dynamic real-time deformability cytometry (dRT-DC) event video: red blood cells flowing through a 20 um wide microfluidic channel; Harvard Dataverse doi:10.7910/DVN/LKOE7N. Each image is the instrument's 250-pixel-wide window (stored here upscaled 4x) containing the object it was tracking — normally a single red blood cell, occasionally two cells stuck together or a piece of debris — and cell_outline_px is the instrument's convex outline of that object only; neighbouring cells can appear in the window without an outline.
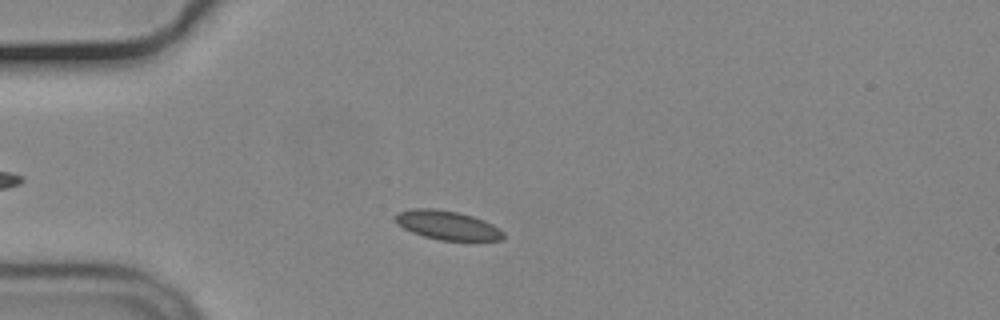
{"species": "common noctule bat (a hibernating species)", "species_latin": "Nyctalus noctula", "temperature_condition": "cold", "stored_images_in_passage": 50, "camera_frame_rate_fps": 3000, "um_per_image_px": 0.085, "animal": {"sex": "male", "body_mass_g": 19.2, "forearm_length_mm": 51.8}, "frame": {"image": 1, "passage_image": 9, "time_ms": 2.667, "image_size_px": [1000, 320], "cell_outline_px": [[504, 236], [500, 240], [440, 240], [424, 236], [412, 232], [404, 228], [396, 220], [396, 212], [412, 208], [432, 208], [456, 212], [472, 216], [484, 220], [500, 228], [504, 232]], "centroid_in_image_um": [38.04, 19.13], "position_along_channel_um": 47.0, "area_um2": 18.03}}
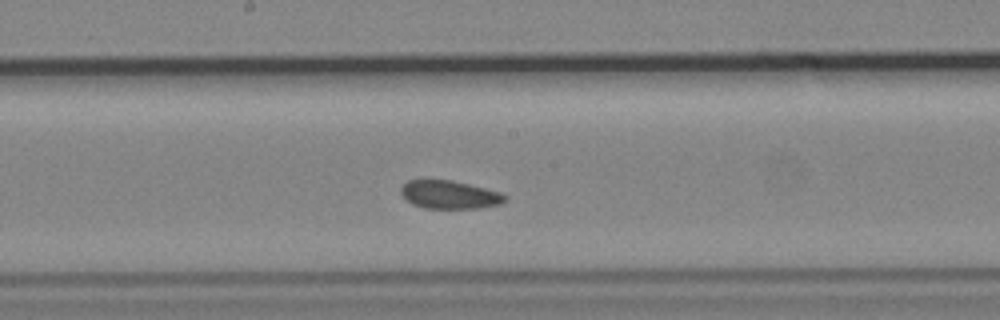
{"frame": {"image": 2, "passage_image": 24, "time_ms": 7.667, "image_size_px": [1000, 320], "cell_outline_px": [[508, 200], [500, 204], [476, 208], [424, 208], [412, 204], [400, 192], [400, 188], [408, 180], [452, 180], [500, 192], [508, 196]], "centroid_in_image_um": [38.23, 16.55], "position_along_channel_um": 210.0, "area_um2": 16.99}}
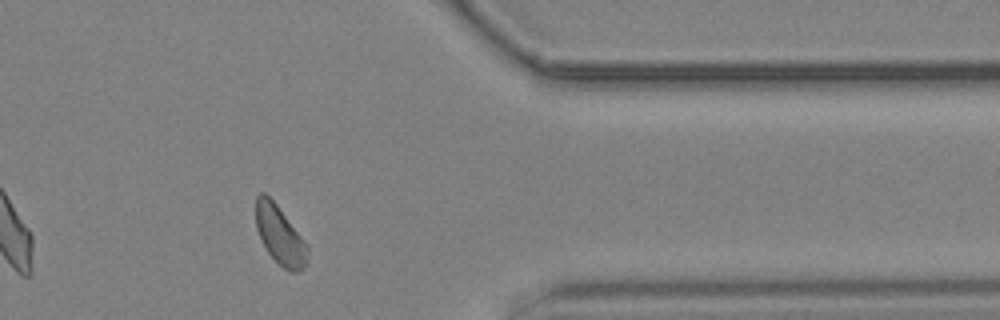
{"frame": {"image": 3, "passage_image": 40, "time_ms": 13.0, "image_size_px": [1000, 320], "cell_outline_px": [[308, 252], [304, 264], [300, 272], [288, 272], [268, 252], [256, 228], [256, 196], [260, 192], [264, 192], [276, 204], [308, 244]], "centroid_in_image_um": [23.79, 19.98], "position_along_channel_um": 387.6, "area_um2": 17.34}, "authors_computed_cell_mechanics": {"area_um2": 17.8313, "velocity_mm_per_s": 3.6468, "shape_relaxation_time_tau1_ms": null, "shape_relaxation_time_tau2_ms": 2.0926, "deformation_change_tau1": null, "deformation_change_tau2": 0.07}}